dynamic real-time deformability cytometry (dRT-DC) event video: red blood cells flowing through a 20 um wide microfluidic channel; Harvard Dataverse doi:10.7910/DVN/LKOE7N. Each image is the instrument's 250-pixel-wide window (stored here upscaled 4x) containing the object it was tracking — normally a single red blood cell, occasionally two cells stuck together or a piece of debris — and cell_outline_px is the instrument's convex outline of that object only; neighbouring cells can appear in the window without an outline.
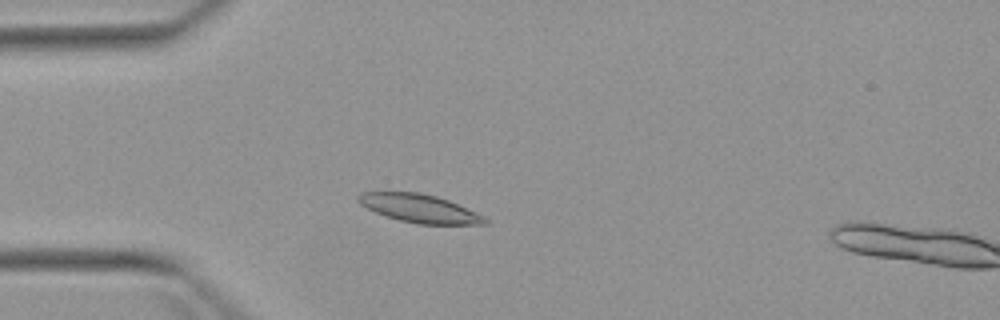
{"species": "Egyptian fruit bat (a non-hibernating species)", "species_latin": "Rousettus aegyptiacus", "temperature_condition": "warm", "stored_images_in_passage": 3, "camera_frame_rate_fps": 3000, "um_per_image_px": 0.085, "animal": {"sex": "female"}, "frame": {"image": 1, "passage_image": 2, "time_ms": 1.333, "image_size_px": [1000, 320], "cell_outline_px": [[488, 224], [416, 224], [400, 220], [376, 212], [360, 204], [356, 200], [356, 196], [360, 192], [420, 192], [436, 196], [448, 200], [476, 212], [484, 216], [488, 220]], "centroid_in_image_um": [35.65, 17.71], "position_along_channel_um": 49.4, "area_um2": 20.75}}